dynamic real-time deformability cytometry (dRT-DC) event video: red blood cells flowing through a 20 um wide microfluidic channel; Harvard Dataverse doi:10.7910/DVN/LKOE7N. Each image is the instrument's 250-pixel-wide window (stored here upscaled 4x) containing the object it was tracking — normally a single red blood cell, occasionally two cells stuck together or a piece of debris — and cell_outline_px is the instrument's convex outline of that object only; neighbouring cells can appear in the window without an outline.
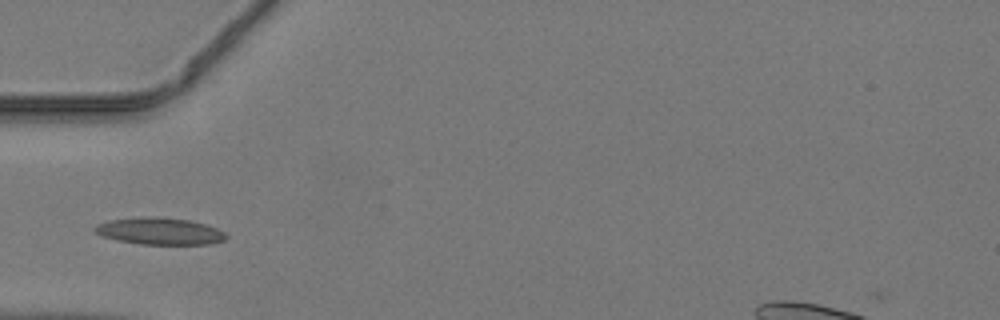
{"species": "common noctule bat (a hibernating species)", "species_latin": "Nyctalus noctula", "temperature_condition": "warm", "stored_images_in_passage": 33, "segment_of_instrument_passage": [1, 2], "camera_frame_rate_fps": 3000, "um_per_image_px": 0.085, "animal": {"sex": "male", "body_mass_g": 19.2, "forearm_length_mm": 51.8}, "frame": {"image": 1, "passage_image": 1, "time_ms": 0.0, "image_size_px": [1000, 320], "cell_outline_px": [[228, 236], [224, 240], [212, 244], [140, 244], [116, 240], [104, 236], [96, 232], [92, 228], [96, 224], [108, 220], [152, 216], [156, 216], [192, 220], [216, 228], [224, 232]], "centroid_in_image_um": [13.58, 19.64], "position_along_channel_um": 71.4, "area_um2": 20.63}}
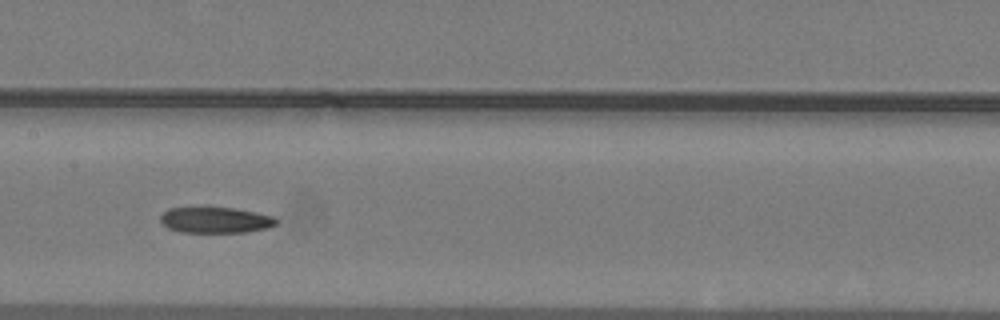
{"frame": {"image": 2, "passage_image": 9, "time_ms": 2.667, "image_size_px": [1000, 320], "cell_outline_px": [[276, 224], [268, 228], [244, 232], [180, 232], [168, 228], [160, 220], [160, 216], [168, 208], [236, 208], [272, 216], [276, 220]], "centroid_in_image_um": [18.3, 18.71], "position_along_channel_um": 189.1, "area_um2": 17.22}}
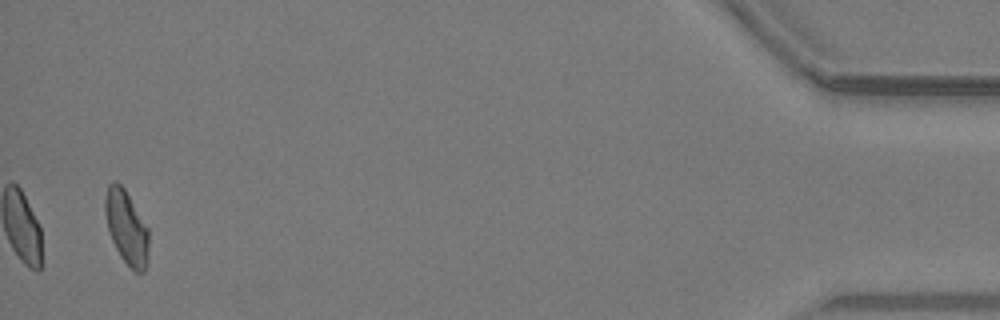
{"frame": {"image": 3, "passage_image": 31, "time_ms": 10.0, "image_size_px": [1000, 320], "cell_outline_px": [[148, 248], [144, 272], [136, 272], [120, 256], [112, 240], [108, 228], [104, 212], [104, 196], [108, 184], [116, 180], [124, 188], [148, 228]], "centroid_in_image_um": [10.72, 19.27], "position_along_channel_um": 424.5, "area_um2": 18.5}}